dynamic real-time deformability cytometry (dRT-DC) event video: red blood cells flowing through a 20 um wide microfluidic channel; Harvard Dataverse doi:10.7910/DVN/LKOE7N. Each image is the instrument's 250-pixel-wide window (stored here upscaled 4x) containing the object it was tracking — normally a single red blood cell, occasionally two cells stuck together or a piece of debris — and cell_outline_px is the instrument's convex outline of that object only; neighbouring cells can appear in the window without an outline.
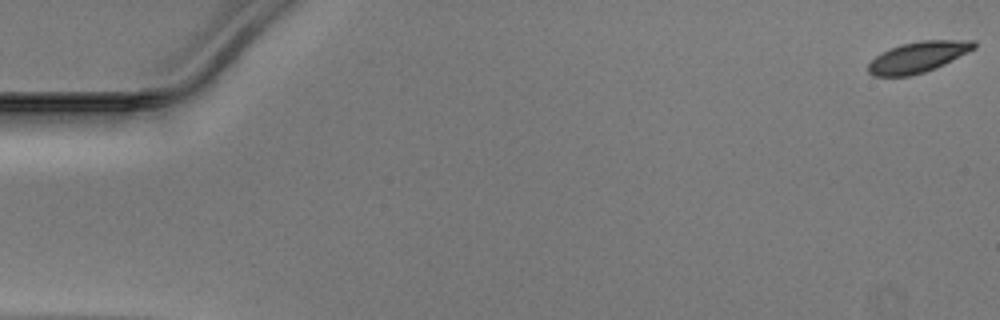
{"species": "Egyptian fruit bat (a non-hibernating species)", "species_latin": "Rousettus aegyptiacus", "temperature_condition": "warm", "stored_images_in_passage": 51, "camera_frame_rate_fps": 3000, "um_per_image_px": 0.085, "animal": {"sex": "male"}, "frame": {"image": 1, "passage_image": 1, "time_ms": 0.0, "image_size_px": [1000, 320], "cell_outline_px": [[976, 48], [944, 64], [924, 72], [908, 76], [872, 76], [868, 72], [868, 64], [880, 52], [888, 48], [900, 44], [920, 40], [976, 40]], "centroid_in_image_um": [78.01, 4.83], "position_along_channel_um": 7.0, "area_um2": 19.07}}
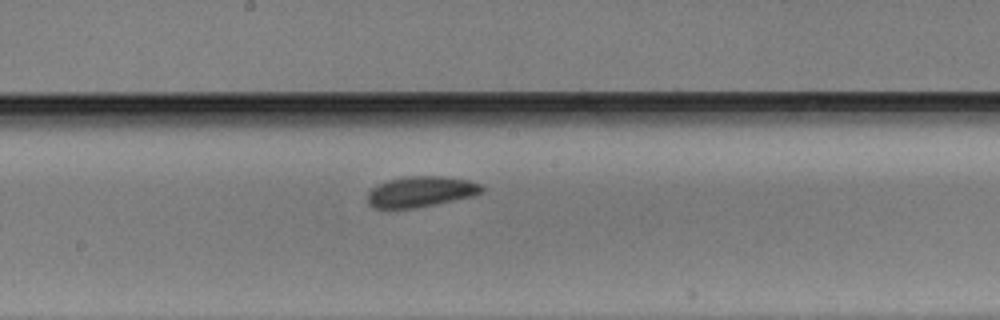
{"frame": {"image": 2, "passage_image": 28, "time_ms": 9.0, "image_size_px": [1000, 320], "cell_outline_px": [[484, 192], [472, 196], [416, 208], [372, 208], [368, 204], [368, 192], [372, 188], [388, 180], [408, 176], [440, 176], [468, 180], [480, 184], [484, 188]], "centroid_in_image_um": [35.77, 16.29], "position_along_channel_um": 212.4, "area_um2": 20.29}}
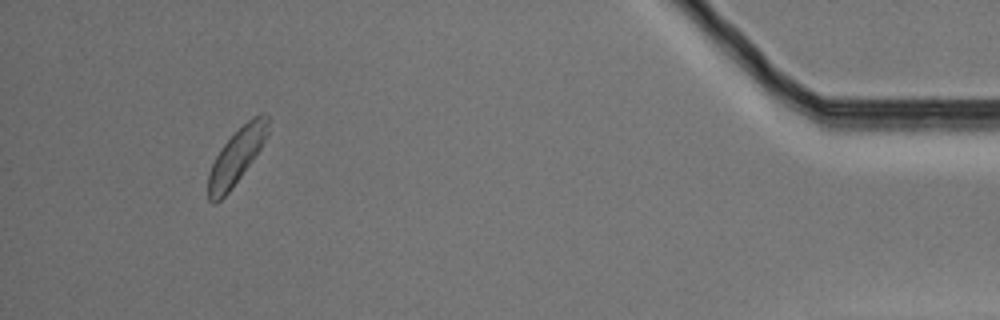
{"frame": {"image": 3, "passage_image": 48, "time_ms": 15.667, "image_size_px": [1000, 320], "cell_outline_px": [[268, 132], [260, 148], [252, 160], [228, 192], [216, 204], [212, 204], [208, 200], [208, 176], [212, 164], [216, 156], [224, 144], [248, 120], [260, 112], [268, 112]], "centroid_in_image_um": [20.09, 13.29], "position_along_channel_um": 415.1, "area_um2": 18.79}}